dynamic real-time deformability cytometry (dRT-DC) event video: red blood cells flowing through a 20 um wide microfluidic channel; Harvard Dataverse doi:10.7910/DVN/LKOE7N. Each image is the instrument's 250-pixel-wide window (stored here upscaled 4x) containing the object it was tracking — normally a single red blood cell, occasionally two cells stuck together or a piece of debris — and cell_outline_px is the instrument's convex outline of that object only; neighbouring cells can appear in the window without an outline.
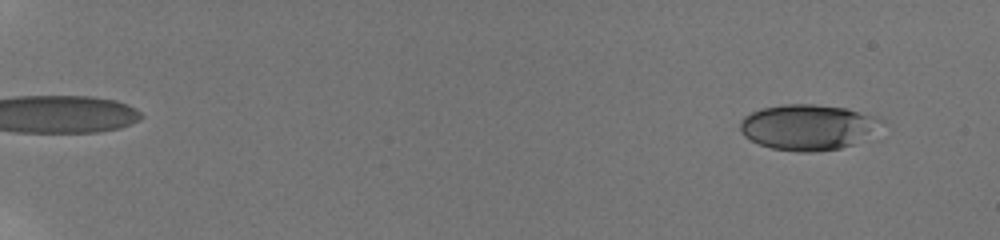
{"species": "human", "species_latin": "Homo sapiens", "temperature_condition": "room temperature", "stored_images_in_passage": 15, "camera_frame_rate_fps": 3000, "um_per_image_px": 0.085, "donor": {"sex": "male"}, "frame": {"image": 1, "passage_image": 1, "time_ms": 0.0, "image_size_px": [1000, 240], "cell_outline_px": [[884, 120], [872, 132], [852, 144], [840, 148], [812, 152], [796, 152], [772, 148], [760, 144], [744, 136], [740, 132], [740, 120], [744, 116], [760, 108], [784, 104], [816, 104], [844, 108], [872, 116]], "centroid_in_image_um": [68.58, 10.8], "position_along_channel_um": 16.4, "area_um2": 37.05}}
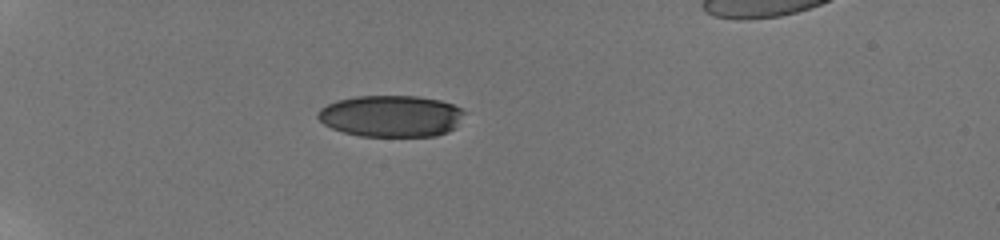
{"frame": {"image": 2, "passage_image": 6, "time_ms": 5.0, "image_size_px": [1000, 240], "cell_outline_px": [[464, 112], [456, 128], [448, 132], [436, 136], [360, 136], [344, 132], [332, 128], [324, 124], [316, 116], [316, 112], [320, 108], [336, 100], [356, 96], [416, 96], [440, 100], [452, 104], [460, 108]], "centroid_in_image_um": [33.22, 9.86], "position_along_channel_um": 51.8, "area_um2": 35.6}}
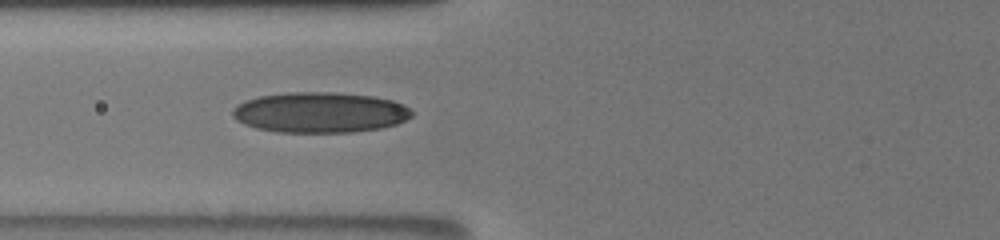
{"frame": {"image": 3, "passage_image": 10, "time_ms": 7.333, "image_size_px": [1000, 240], "cell_outline_px": [[412, 116], [396, 124], [380, 128], [352, 132], [276, 132], [256, 128], [244, 124], [236, 120], [232, 116], [232, 108], [244, 100], [260, 96], [288, 92], [332, 92], [372, 96], [392, 100], [404, 104], [412, 112]], "centroid_in_image_um": [27.16, 9.55], "position_along_channel_um": 98.6, "area_um2": 42.37}}